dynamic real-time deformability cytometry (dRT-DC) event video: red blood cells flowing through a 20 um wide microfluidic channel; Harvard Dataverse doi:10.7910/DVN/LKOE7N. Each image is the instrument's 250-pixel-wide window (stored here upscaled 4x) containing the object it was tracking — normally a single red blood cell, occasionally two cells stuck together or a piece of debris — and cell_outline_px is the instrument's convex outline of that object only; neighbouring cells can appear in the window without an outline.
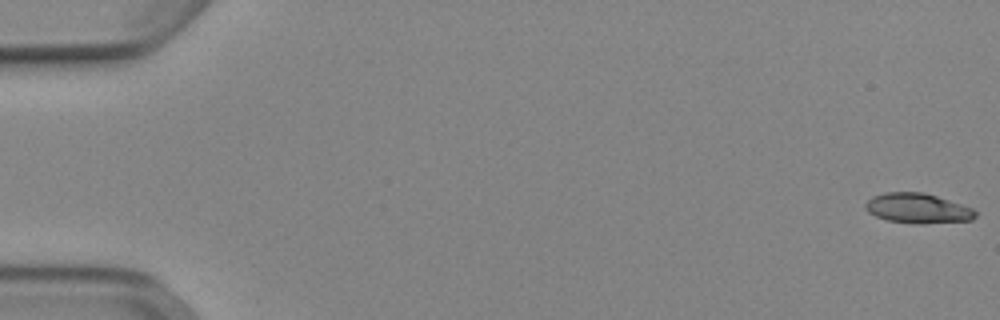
{"species": "Egyptian fruit bat (a non-hibernating species)", "species_latin": "Rousettus aegyptiacus", "temperature_condition": "cold", "stored_images_in_passage": 54, "camera_frame_rate_fps": 3000, "um_per_image_px": 0.085, "animal": {"sex": "female"}, "frame": {"image": 1, "passage_image": 1, "time_ms": 0.0, "image_size_px": [1000, 320], "cell_outline_px": [[976, 216], [972, 220], [888, 220], [876, 216], [868, 212], [864, 208], [864, 204], [872, 196], [884, 192], [924, 192], [972, 208], [976, 212]], "centroid_in_image_um": [77.92, 17.62], "position_along_channel_um": 7.1, "area_um2": 17.86}}
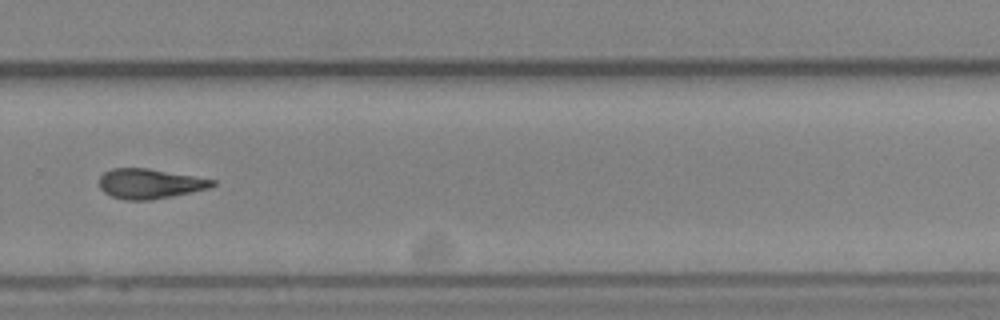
{"frame": {"image": 2, "passage_image": 37, "time_ms": 12.0, "image_size_px": [1000, 320], "cell_outline_px": [[216, 184], [208, 188], [192, 192], [148, 200], [124, 200], [112, 196], [104, 192], [100, 188], [100, 176], [104, 172], [112, 168], [148, 168], [216, 180]], "centroid_in_image_um": [12.71, 15.61], "position_along_channel_um": 317.1, "area_um2": 19.54}}
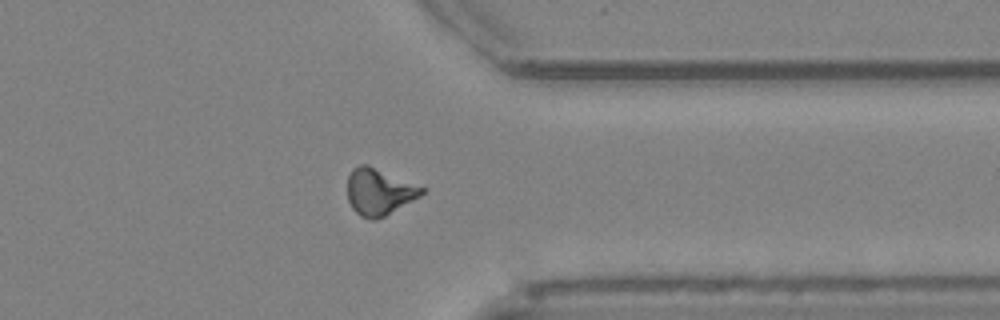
{"frame": {"image": 3, "passage_image": 42, "time_ms": 13.667, "image_size_px": [1000, 320], "cell_outline_px": [[424, 192], [420, 196], [384, 216], [376, 220], [372, 220], [360, 216], [352, 208], [348, 200], [348, 176], [352, 168], [360, 164], [368, 164], [424, 188]], "centroid_in_image_um": [32.18, 16.3], "position_along_channel_um": 379.2, "area_um2": 19.94}, "authors_computed_cell_mechanics": {"area_um2": 19.5075, "velocity_mm_per_s": 3.9225, "shape_relaxation_time_tau1_ms": 8.2307, "shape_relaxation_time_tau2_ms": 9.2468, "deformation_change_tau1": 0.1998, "deformation_change_tau2": 0.2138}}